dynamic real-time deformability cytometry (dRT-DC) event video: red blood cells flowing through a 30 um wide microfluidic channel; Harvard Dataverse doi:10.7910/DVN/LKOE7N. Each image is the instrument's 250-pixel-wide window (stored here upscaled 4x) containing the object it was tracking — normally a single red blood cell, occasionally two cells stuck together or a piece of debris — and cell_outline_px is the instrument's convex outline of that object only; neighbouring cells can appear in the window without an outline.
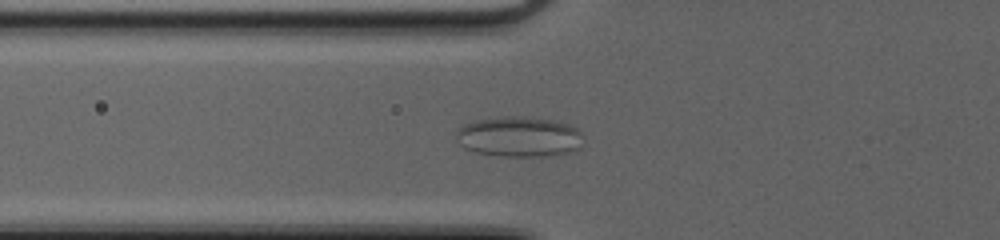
{"species": "common noctule bat (a hibernating species)", "species_latin": "Nyctalus noctula", "temperature_condition": "cold", "stored_images_in_passage": 41, "camera_frame_rate_fps": 3000, "um_per_image_px": 0.085, "animal": {"sex": "female", "body_mass_g": 20.0, "forearm_length_mm": 54.0}, "frame": {"image": 1, "passage_image": 10, "time_ms": 3.0, "image_size_px": [1000, 240], "cell_outline_px": [[580, 148], [568, 152], [552, 156], [500, 156], [476, 152], [464, 148], [456, 140], [456, 132], [464, 124], [476, 120], [508, 116], [520, 116], [552, 120], [568, 124], [576, 128], [580, 132]], "centroid_in_image_um": [44.09, 11.63], "position_along_channel_um": 81.7, "area_um2": 29.71}}
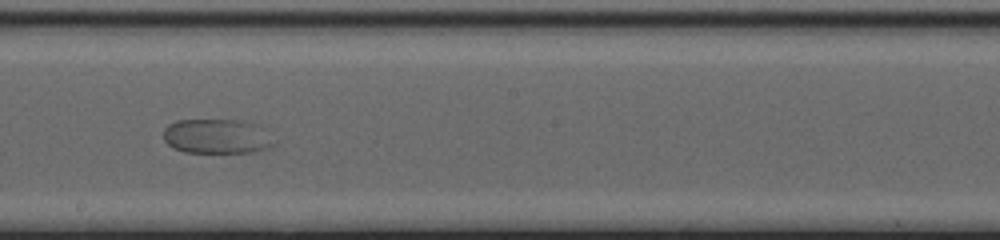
{"frame": {"image": 2, "passage_image": 21, "time_ms": 6.667, "image_size_px": [1000, 240], "cell_outline_px": [[276, 144], [268, 148], [256, 152], [184, 152], [172, 148], [164, 140], [164, 128], [168, 124], [176, 120], [232, 120], [244, 124]], "centroid_in_image_um": [18.2, 11.63], "position_along_channel_um": 230.0, "area_um2": 21.04}}
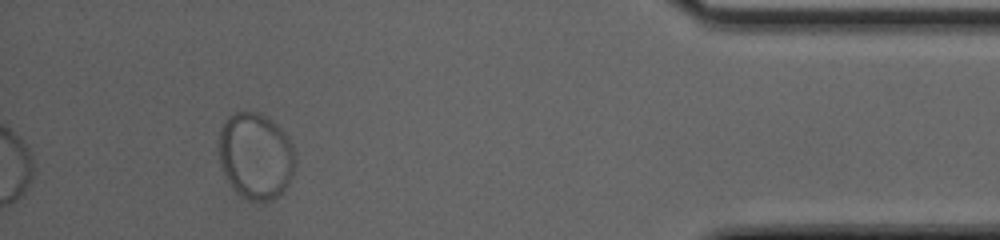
{"frame": {"image": 3, "passage_image": 38, "time_ms": 12.333, "image_size_px": [1000, 240], "cell_outline_px": [[296, 164], [292, 176], [284, 192], [268, 200], [248, 200], [236, 192], [224, 176], [216, 152], [220, 128], [228, 116], [236, 112], [256, 112], [264, 116], [280, 128], [284, 132], [292, 144]], "centroid_in_image_um": [21.69, 13.26], "position_along_channel_um": 413.5, "area_um2": 38.78}}